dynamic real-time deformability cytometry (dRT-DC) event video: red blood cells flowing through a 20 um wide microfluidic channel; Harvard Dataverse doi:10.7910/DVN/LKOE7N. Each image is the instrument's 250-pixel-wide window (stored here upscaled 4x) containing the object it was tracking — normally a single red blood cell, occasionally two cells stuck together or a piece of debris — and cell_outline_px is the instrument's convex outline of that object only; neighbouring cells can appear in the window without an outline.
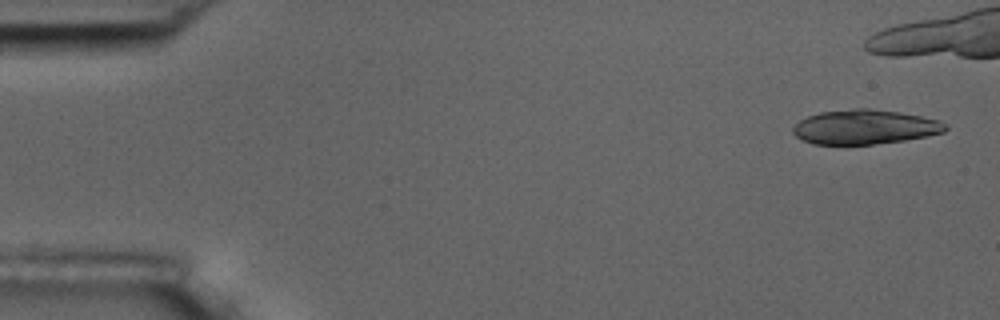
{"species": "common noctule bat (a hibernating species)", "species_latin": "Nyctalus noctula", "temperature_condition": "room temperature", "stored_images_in_passage": 9, "camera_frame_rate_fps": 3000, "um_per_image_px": 0.085, "animal": {"sex": "male", "body_mass_g": 17.5, "forearm_length_mm": 52.3}, "frame": {"image": 1, "passage_image": 1, "time_ms": 0.0, "image_size_px": [1000, 320], "cell_outline_px": [[948, 128], [944, 132], [928, 136], [904, 140], [872, 144], [812, 144], [796, 136], [792, 132], [792, 128], [800, 120], [808, 116], [820, 112], [852, 108], [868, 108], [900, 112], [940, 120], [948, 124]], "centroid_in_image_um": [73.53, 10.78], "position_along_channel_um": 11.5, "area_um2": 30.69}}